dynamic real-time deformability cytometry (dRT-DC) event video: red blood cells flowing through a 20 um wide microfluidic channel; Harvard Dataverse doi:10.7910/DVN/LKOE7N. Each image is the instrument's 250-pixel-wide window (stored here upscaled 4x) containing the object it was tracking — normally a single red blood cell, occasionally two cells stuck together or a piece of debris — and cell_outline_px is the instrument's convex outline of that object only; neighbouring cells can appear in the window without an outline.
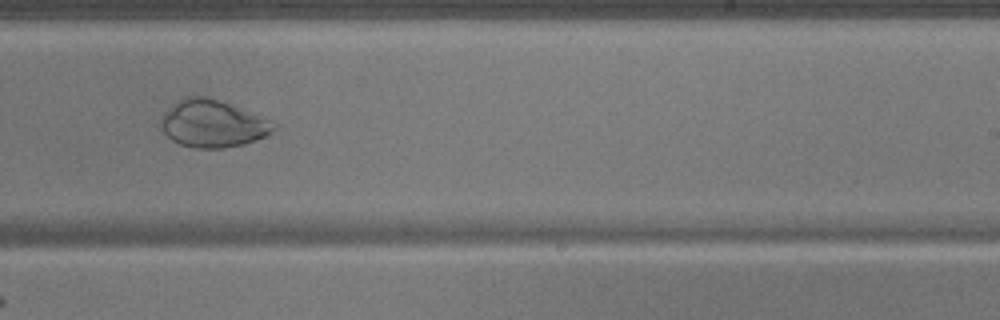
{"species": "common noctule bat (a hibernating species)", "species_latin": "Nyctalus noctula", "temperature_condition": "warm", "stored_images_in_passage": 44, "camera_frame_rate_fps": 3000, "um_per_image_px": 0.085, "animal": {"sex": "male", "body_mass_g": 17.9}, "frame": {"image": 1, "passage_image": 26, "time_ms": 8.333, "image_size_px": [1000, 320], "cell_outline_px": [[276, 128], [264, 136], [256, 140], [244, 144], [224, 148], [196, 148], [180, 144], [172, 140], [164, 132], [160, 124], [160, 120], [164, 112], [172, 104], [184, 96], [204, 96], [220, 100], [256, 116], [264, 120]], "centroid_in_image_um": [17.96, 10.52], "position_along_channel_um": 271.0, "area_um2": 30.29}}